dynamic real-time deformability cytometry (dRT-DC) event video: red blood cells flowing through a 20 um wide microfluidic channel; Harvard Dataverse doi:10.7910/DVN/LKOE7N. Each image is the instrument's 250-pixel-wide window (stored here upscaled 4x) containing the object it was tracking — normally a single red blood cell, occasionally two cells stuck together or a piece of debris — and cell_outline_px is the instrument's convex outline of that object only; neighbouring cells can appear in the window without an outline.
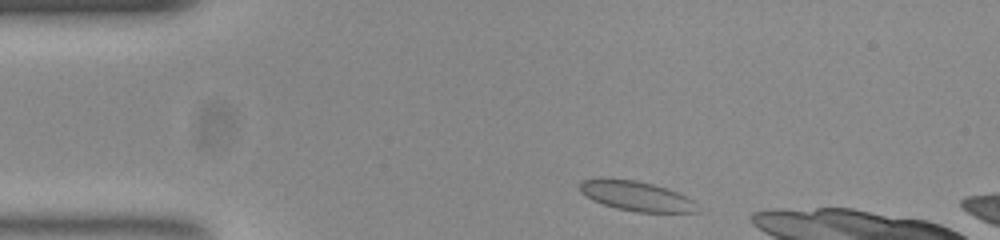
{"species": "common noctule bat (a hibernating species)", "species_latin": "Nyctalus noctula", "temperature_condition": "room temperature", "stored_images_in_passage": 6, "camera_frame_rate_fps": 3000, "um_per_image_px": 0.085, "animal": {"sex": "female", "body_mass_g": 23.0, "forearm_length_mm": 53.4}, "frame": {"image": 1, "passage_image": 1, "time_ms": 0.0, "image_size_px": [1000, 240], "cell_outline_px": [[696, 212], [640, 212], [616, 208], [592, 200], [580, 192], [580, 180], [632, 180], [652, 184], [676, 192], [692, 200]], "centroid_in_image_um": [54.05, 16.68], "position_along_channel_um": 31.0, "area_um2": 19.42}}